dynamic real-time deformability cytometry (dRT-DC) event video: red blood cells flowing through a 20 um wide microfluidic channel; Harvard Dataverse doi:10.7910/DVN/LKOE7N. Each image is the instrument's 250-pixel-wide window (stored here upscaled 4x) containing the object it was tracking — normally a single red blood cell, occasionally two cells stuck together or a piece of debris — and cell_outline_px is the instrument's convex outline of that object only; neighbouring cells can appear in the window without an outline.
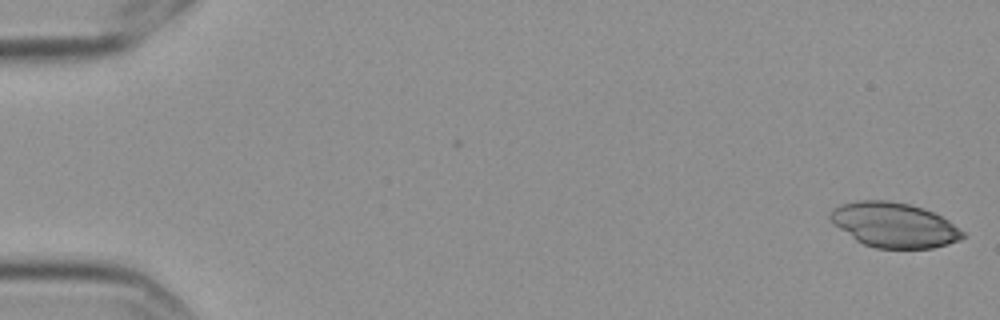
{"species": "Egyptian fruit bat (a non-hibernating species)", "species_latin": "Rousettus aegyptiacus", "temperature_condition": "cold", "stored_images_in_passage": 9, "camera_frame_rate_fps": 3000, "um_per_image_px": 0.085, "frame": {"image": 1, "passage_image": 1, "time_ms": 0.0, "image_size_px": [1000, 320], "cell_outline_px": [[968, 236], [960, 240], [948, 244], [932, 248], [876, 248], [864, 244], [856, 240], [832, 224], [828, 216], [828, 212], [832, 208], [840, 204], [856, 200], [888, 200], [912, 204], [924, 208], [948, 220], [964, 232]], "centroid_in_image_um": [75.97, 19.11], "position_along_channel_um": 9.0, "area_um2": 34.97}}